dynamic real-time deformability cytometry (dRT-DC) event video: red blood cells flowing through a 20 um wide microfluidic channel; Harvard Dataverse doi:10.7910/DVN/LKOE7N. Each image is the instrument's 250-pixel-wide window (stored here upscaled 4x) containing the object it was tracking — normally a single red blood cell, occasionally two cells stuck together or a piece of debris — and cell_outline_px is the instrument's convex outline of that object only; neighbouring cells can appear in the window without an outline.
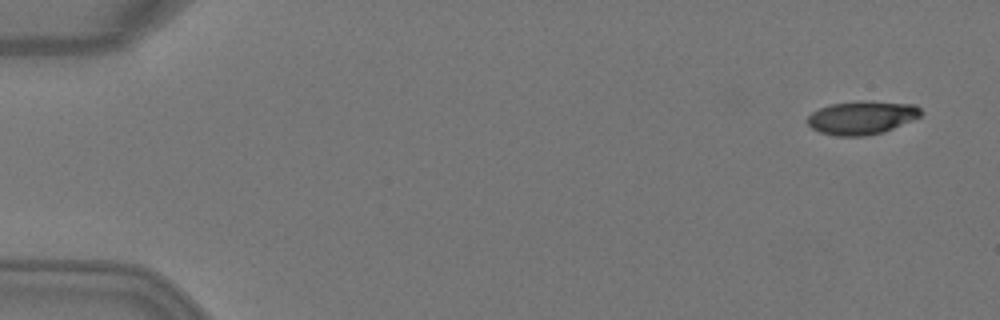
{"species": "Egyptian fruit bat (a non-hibernating species)", "species_latin": "Rousettus aegyptiacus", "temperature_condition": "warm", "stored_images_in_passage": 6, "camera_frame_rate_fps": 3000, "um_per_image_px": 0.085, "animal": {"sex": "female"}, "frame": {"image": 1, "passage_image": 1, "time_ms": 0.0, "image_size_px": [1000, 320], "cell_outline_px": [[924, 112], [920, 116], [912, 120], [884, 132], [864, 136], [836, 136], [820, 132], [812, 128], [804, 120], [812, 112], [820, 108], [832, 104], [860, 100], [864, 100], [916, 104]], "centroid_in_image_um": [73.26, 9.99], "position_along_channel_um": 11.7, "area_um2": 22.31}}
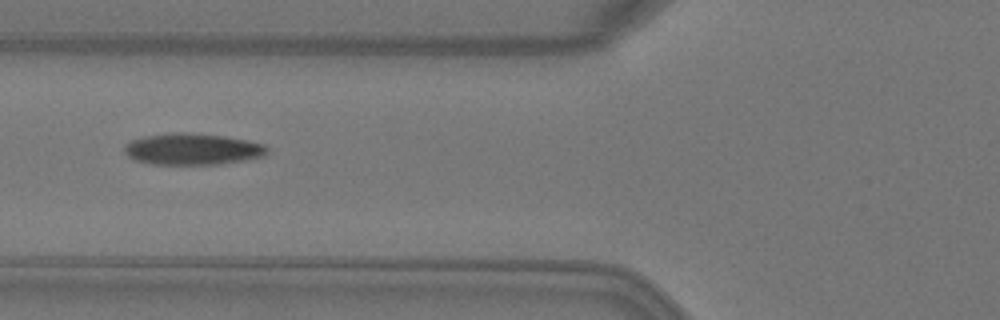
{"frame": {"image": 2, "passage_image": 6, "time_ms": 1.667, "image_size_px": [1000, 320], "cell_outline_px": [[268, 152], [264, 156], [244, 160], [220, 164], [152, 164], [132, 160], [124, 152], [124, 144], [132, 140], [144, 136], [172, 132], [188, 132], [224, 136], [248, 140], [264, 144], [268, 148]], "centroid_in_image_um": [16.34, 12.67], "position_along_channel_um": 109.5, "area_um2": 26.41}}